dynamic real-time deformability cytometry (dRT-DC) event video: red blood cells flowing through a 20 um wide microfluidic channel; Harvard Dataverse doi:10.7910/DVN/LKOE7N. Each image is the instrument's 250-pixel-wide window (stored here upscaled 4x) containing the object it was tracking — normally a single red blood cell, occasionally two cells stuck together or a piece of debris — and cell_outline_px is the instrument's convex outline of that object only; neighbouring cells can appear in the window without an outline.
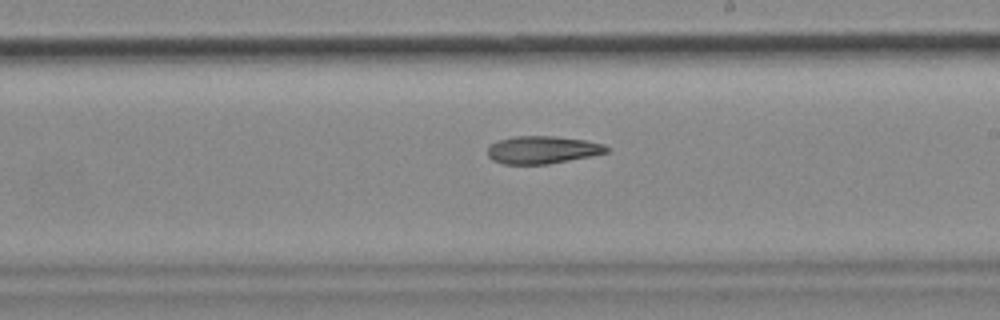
{"species": "common noctule bat (a hibernating species)", "species_latin": "Nyctalus noctula", "temperature_condition": "cold", "stored_images_in_passage": 27, "camera_frame_rate_fps": 3000, "um_per_image_px": 0.085, "animal": {"sex": "female", "body_mass_g": 18.4}, "frame": {"image": 1, "passage_image": 16, "time_ms": 5.0, "image_size_px": [1000, 320], "cell_outline_px": [[612, 148], [608, 152], [592, 156], [548, 164], [504, 164], [492, 160], [488, 156], [488, 148], [492, 144], [500, 140], [516, 136], [556, 136], [588, 140], [604, 144]], "centroid_in_image_um": [46.18, 12.73], "position_along_channel_um": 242.8, "area_um2": 19.31}}